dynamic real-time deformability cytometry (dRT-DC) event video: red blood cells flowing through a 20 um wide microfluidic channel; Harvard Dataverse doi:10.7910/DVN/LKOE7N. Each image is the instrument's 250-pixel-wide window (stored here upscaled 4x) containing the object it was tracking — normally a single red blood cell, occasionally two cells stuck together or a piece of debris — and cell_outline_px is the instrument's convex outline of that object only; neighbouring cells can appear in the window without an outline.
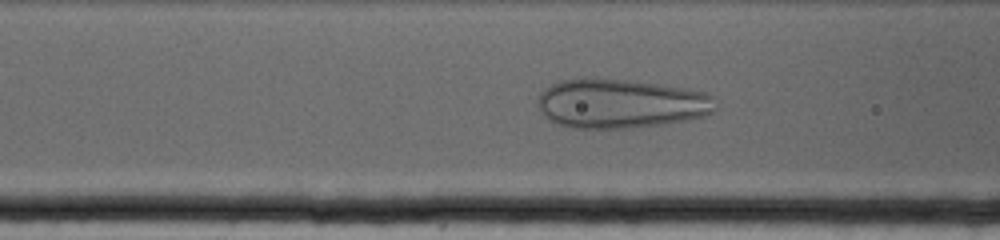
{"species": "human", "species_latin": "Homo sapiens", "temperature_condition": "cold", "stored_images_in_passage": 55, "camera_frame_rate_fps": 3000, "um_per_image_px": 0.085, "donor": {"sex": "female"}, "frame": {"image": 1, "passage_image": 13, "time_ms": 4.0, "image_size_px": [1000, 240], "cell_outline_px": [[716, 108], [708, 116], [660, 124], [628, 128], [576, 128], [556, 124], [548, 120], [540, 112], [536, 104], [536, 100], [540, 92], [544, 88], [560, 80], [588, 76], [592, 76], [632, 80], [688, 88], [708, 92], [716, 96]], "centroid_in_image_um": [52.74, 8.77], "position_along_channel_um": 113.9, "area_um2": 52.37}}
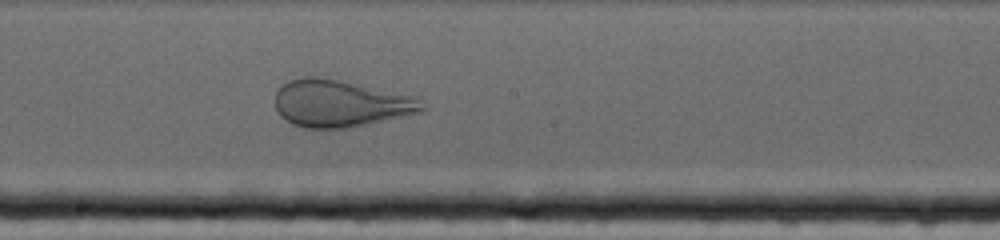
{"frame": {"image": 2, "passage_image": 24, "time_ms": 7.667, "image_size_px": [1000, 240], "cell_outline_px": [[428, 108], [420, 112], [404, 116], [368, 124], [348, 128], [304, 128], [292, 124], [280, 116], [276, 112], [276, 92], [288, 80], [300, 76], [316, 76], [420, 96]], "centroid_in_image_um": [28.97, 8.79], "position_along_channel_um": 219.2, "area_um2": 40.75}}
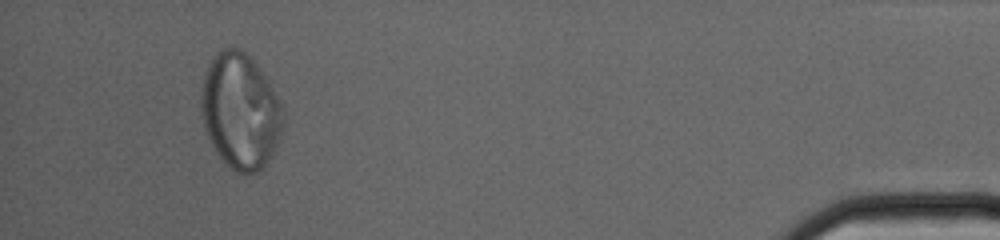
{"frame": {"image": 3, "passage_image": 51, "time_ms": 16.667, "image_size_px": [1000, 240], "cell_outline_px": [[284, 120], [280, 140], [268, 160], [260, 172], [244, 176], [228, 168], [224, 164], [216, 152], [208, 136], [204, 124], [200, 108], [200, 88], [208, 64], [216, 52], [220, 48], [240, 48], [260, 68], [280, 100], [284, 112]], "centroid_in_image_um": [20.43, 9.48], "position_along_channel_um": 414.8, "area_um2": 56.01}}